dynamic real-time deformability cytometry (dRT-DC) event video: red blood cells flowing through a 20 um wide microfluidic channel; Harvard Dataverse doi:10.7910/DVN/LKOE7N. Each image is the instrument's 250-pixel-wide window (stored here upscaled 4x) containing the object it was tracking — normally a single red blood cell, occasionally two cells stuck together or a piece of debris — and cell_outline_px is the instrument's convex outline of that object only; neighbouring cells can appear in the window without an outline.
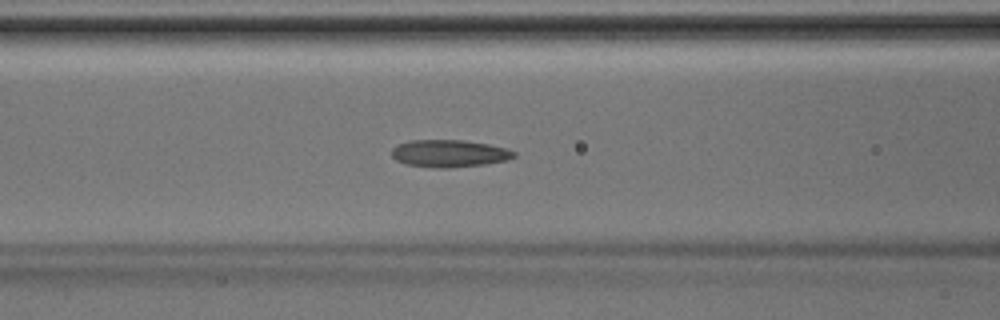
{"species": "Egyptian fruit bat (a non-hibernating species)", "species_latin": "Rousettus aegyptiacus", "temperature_condition": "room temperature", "stored_images_in_passage": 43, "camera_frame_rate_fps": 3000, "um_per_image_px": 0.085, "animal": {"sex": "male"}, "frame": {"image": 1, "passage_image": 18, "time_ms": 5.667, "image_size_px": [1000, 320], "cell_outline_px": [[516, 156], [508, 160], [484, 164], [452, 168], [436, 168], [404, 164], [396, 160], [392, 156], [392, 148], [396, 144], [408, 140], [464, 140], [488, 144], [508, 148], [516, 152]], "centroid_in_image_um": [38.18, 13.04], "position_along_channel_um": 128.4, "area_um2": 19.77}}
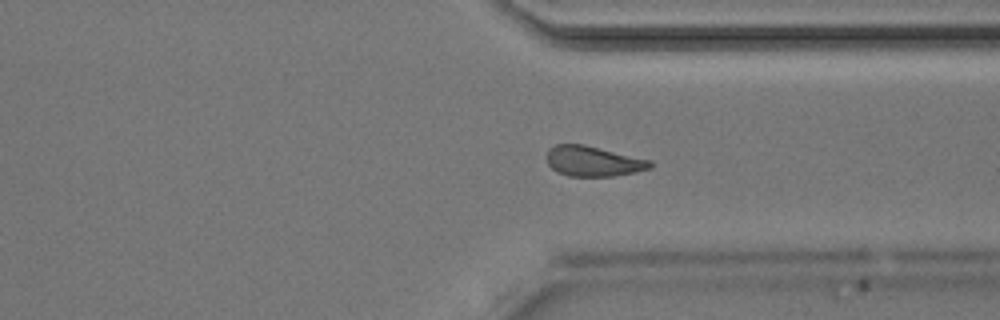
{"frame": {"image": 2, "passage_image": 33, "time_ms": 10.667, "image_size_px": [1000, 320], "cell_outline_px": [[652, 168], [636, 172], [612, 176], [568, 176], [556, 172], [548, 164], [548, 148], [556, 144], [584, 144], [652, 160]], "centroid_in_image_um": [50.44, 13.7], "position_along_channel_um": 361.0, "area_um2": 18.32}}
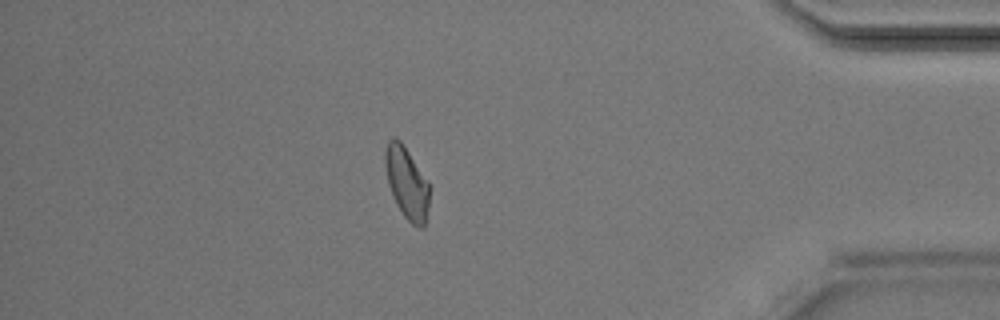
{"frame": {"image": 3, "passage_image": 38, "time_ms": 12.333, "image_size_px": [1000, 320], "cell_outline_px": [[428, 208], [424, 228], [420, 228], [412, 224], [404, 216], [396, 204], [388, 184], [384, 160], [384, 152], [388, 140], [392, 136], [396, 136], [400, 140], [428, 180]], "centroid_in_image_um": [34.55, 15.52], "position_along_channel_um": 400.6, "area_um2": 18.5}}